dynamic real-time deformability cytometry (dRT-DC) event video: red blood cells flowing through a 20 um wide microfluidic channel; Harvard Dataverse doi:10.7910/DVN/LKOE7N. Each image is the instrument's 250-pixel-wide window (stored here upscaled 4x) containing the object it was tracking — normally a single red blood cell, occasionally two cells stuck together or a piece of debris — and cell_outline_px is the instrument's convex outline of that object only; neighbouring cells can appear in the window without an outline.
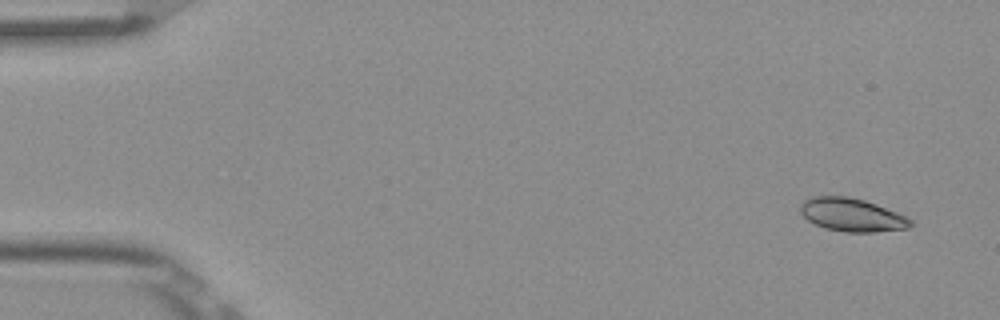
{"species": "Egyptian fruit bat (a non-hibernating species)", "species_latin": "Rousettus aegyptiacus", "temperature_condition": "room temperature", "stored_images_in_passage": 8, "camera_frame_rate_fps": 3000, "um_per_image_px": 0.085, "frame": {"image": 1, "passage_image": 1, "time_ms": 0.0, "image_size_px": [1000, 320], "cell_outline_px": [[916, 224], [908, 228], [876, 232], [844, 232], [824, 228], [808, 220], [800, 212], [800, 204], [804, 200], [812, 196], [848, 196], [864, 200], [876, 204], [896, 212], [912, 220]], "centroid_in_image_um": [72.41, 18.27], "position_along_channel_um": 12.6, "area_um2": 21.39}}
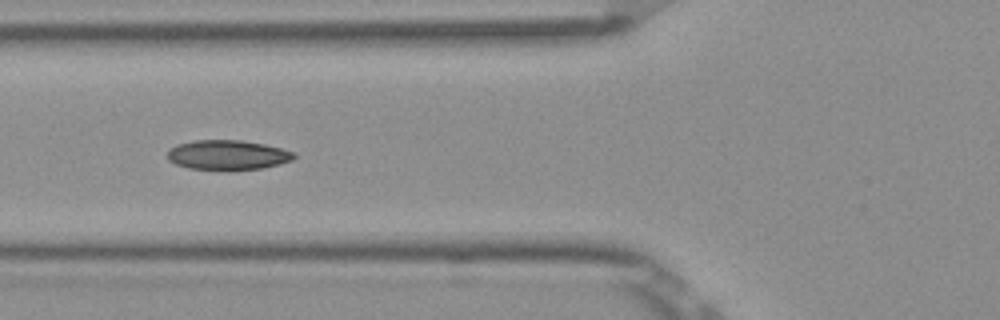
{"frame": {"image": 2, "passage_image": 6, "time_ms": 1.667, "image_size_px": [1000, 320], "cell_outline_px": [[296, 156], [292, 160], [280, 164], [264, 168], [188, 168], [176, 164], [168, 160], [168, 152], [176, 144], [196, 140], [240, 140], [264, 144], [280, 148], [292, 152]], "centroid_in_image_um": [19.35, 13.14], "position_along_channel_um": 106.5, "area_um2": 21.27}}
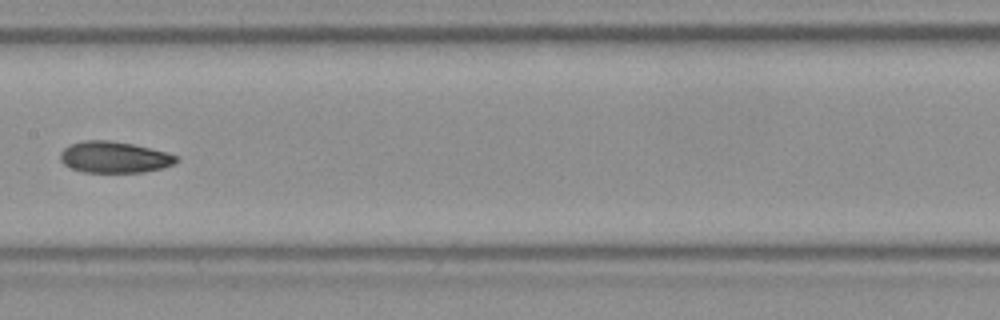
{"frame": {"image": 3, "passage_image": 8, "time_ms": 2.333, "image_size_px": [1000, 320], "cell_outline_px": [[180, 160], [164, 168], [144, 172], [84, 172], [72, 168], [64, 164], [60, 160], [60, 152], [68, 144], [84, 140], [112, 140], [132, 144], [180, 156]], "centroid_in_image_um": [9.71, 13.36], "position_along_channel_um": 197.7, "area_um2": 21.27}}